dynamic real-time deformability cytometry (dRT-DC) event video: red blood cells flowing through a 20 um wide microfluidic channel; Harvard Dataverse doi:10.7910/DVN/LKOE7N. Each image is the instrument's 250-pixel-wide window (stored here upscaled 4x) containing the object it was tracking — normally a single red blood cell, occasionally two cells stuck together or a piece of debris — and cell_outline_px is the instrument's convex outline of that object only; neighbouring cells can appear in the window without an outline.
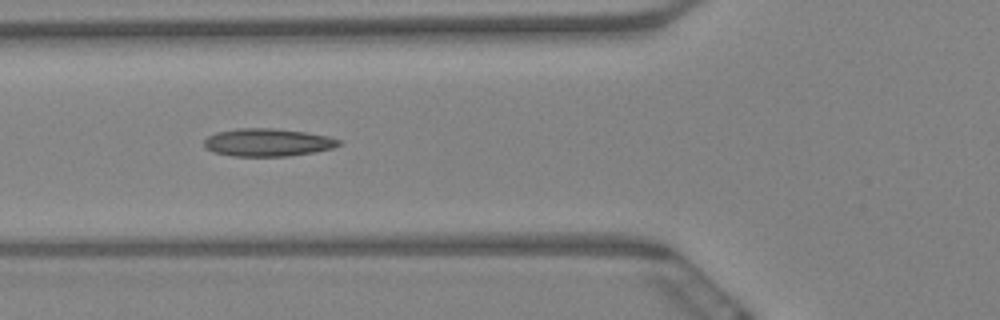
{"species": "Egyptian fruit bat (a non-hibernating species)", "species_latin": "Rousettus aegyptiacus", "temperature_condition": "warm", "stored_images_in_passage": 9, "camera_frame_rate_fps": 3000, "um_per_image_px": 0.085, "animal": {"sex": "female"}, "frame": {"image": 1, "passage_image": 7, "time_ms": 2.0, "image_size_px": [1000, 320], "cell_outline_px": [[340, 144], [332, 148], [316, 152], [288, 156], [232, 156], [212, 152], [204, 148], [204, 140], [208, 136], [216, 132], [236, 128], [272, 128], [308, 132], [328, 136], [340, 140]], "centroid_in_image_um": [22.72, 12.1], "position_along_channel_um": 103.1, "area_um2": 22.02}}
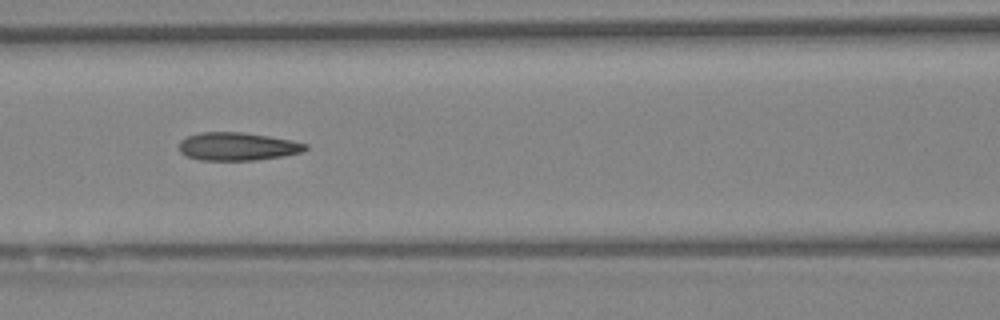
{"frame": {"image": 2, "passage_image": 8, "time_ms": 2.333, "image_size_px": [1000, 320], "cell_outline_px": [[308, 148], [304, 152], [284, 156], [256, 160], [200, 160], [184, 156], [180, 152], [180, 140], [188, 136], [200, 132], [240, 132], [268, 136], [292, 140], [308, 144]], "centroid_in_image_um": [20.2, 12.45], "position_along_channel_um": 146.4, "area_um2": 20.81}}
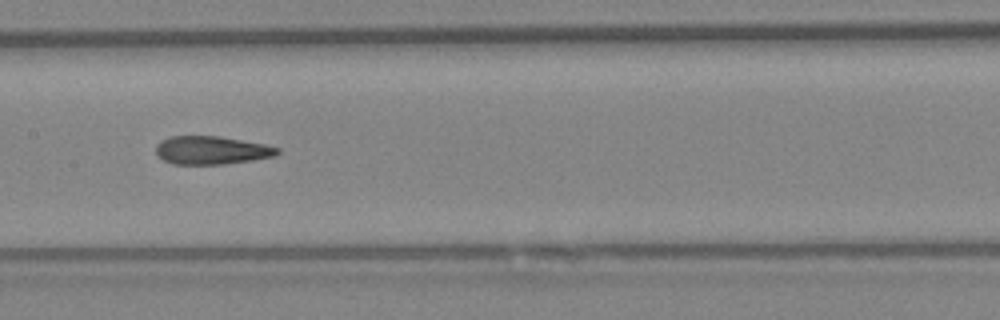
{"frame": {"image": 3, "passage_image": 9, "time_ms": 2.667, "image_size_px": [1000, 320], "cell_outline_px": [[280, 152], [272, 156], [252, 160], [224, 164], [172, 164], [156, 156], [156, 144], [160, 140], [168, 136], [216, 136], [264, 144], [280, 148]], "centroid_in_image_um": [17.91, 12.77], "position_along_channel_um": 189.5, "area_um2": 19.94}}